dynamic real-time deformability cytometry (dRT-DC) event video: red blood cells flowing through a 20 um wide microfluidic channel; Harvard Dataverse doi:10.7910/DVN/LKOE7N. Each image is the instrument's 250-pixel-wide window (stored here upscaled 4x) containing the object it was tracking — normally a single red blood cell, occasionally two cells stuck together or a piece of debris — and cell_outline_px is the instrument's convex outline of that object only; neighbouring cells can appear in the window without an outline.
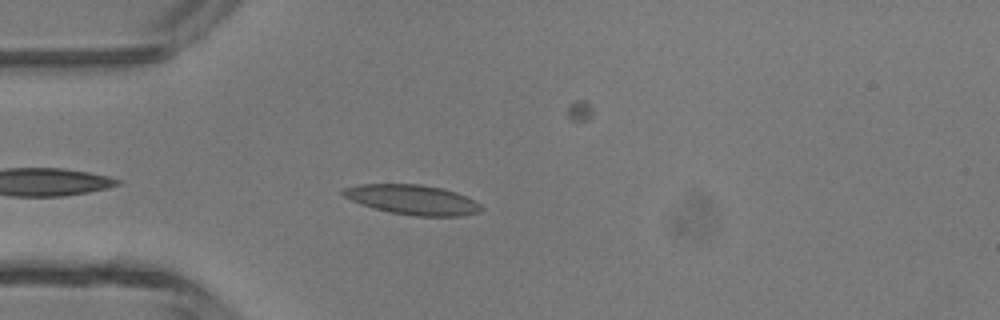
{"species": "common noctule bat (a hibernating species)", "species_latin": "Nyctalus noctula", "temperature_condition": "room temperature", "stored_images_in_passage": 29, "camera_frame_rate_fps": 3000, "um_per_image_px": 0.085, "animal": {"sex": "male", "body_mass_g": 13.3}, "frame": {"image": 1, "passage_image": 3, "time_ms": 0.667, "image_size_px": [1000, 320], "cell_outline_px": [[484, 208], [480, 212], [460, 216], [416, 216], [388, 212], [372, 208], [360, 204], [344, 196], [340, 192], [344, 188], [360, 184], [420, 184], [440, 188], [456, 192], [480, 204]], "centroid_in_image_um": [35.04, 16.98], "position_along_channel_um": 50.0, "area_um2": 23.93}}
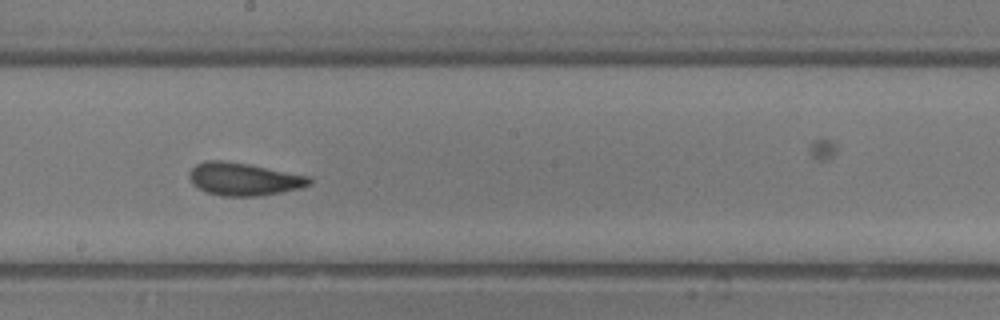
{"frame": {"image": 2, "passage_image": 16, "time_ms": 5.0, "image_size_px": [1000, 320], "cell_outline_px": [[312, 184], [300, 188], [260, 196], [220, 196], [204, 192], [192, 184], [188, 176], [188, 172], [196, 164], [204, 160], [220, 160], [248, 164], [308, 176], [312, 180]], "centroid_in_image_um": [20.67, 15.23], "position_along_channel_um": 227.5, "area_um2": 23.0}}
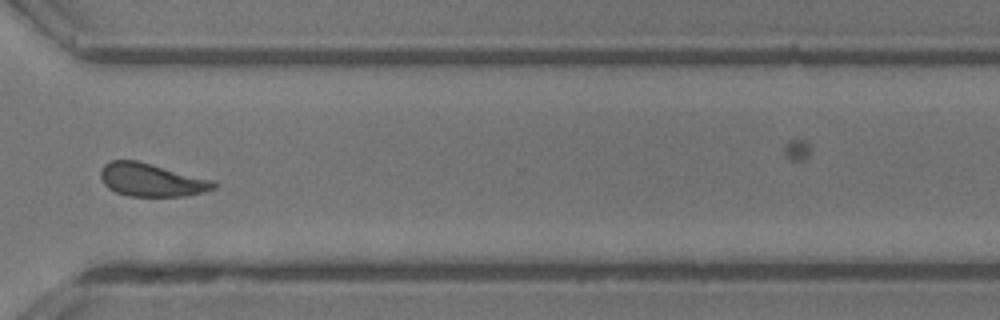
{"frame": {"image": 3, "passage_image": 25, "time_ms": 8.0, "image_size_px": [1000, 320], "cell_outline_px": [[216, 188], [204, 192], [184, 196], [128, 196], [116, 192], [108, 188], [104, 184], [100, 176], [100, 172], [104, 164], [112, 160], [136, 160], [212, 180], [216, 184]], "centroid_in_image_um": [12.84, 15.3], "position_along_channel_um": 357.8, "area_um2": 21.62}, "authors_computed_cell_mechanics": {"area_um2": 22.6576, "velocity_mm_per_s": 4.3509, "shape_relaxation_time_tau1_ms": 3.6667, "shape_relaxation_time_tau2_ms": 1.4474, "deformation_change_tau1": 0.1163, "deformation_change_tau2": 0.0856}}